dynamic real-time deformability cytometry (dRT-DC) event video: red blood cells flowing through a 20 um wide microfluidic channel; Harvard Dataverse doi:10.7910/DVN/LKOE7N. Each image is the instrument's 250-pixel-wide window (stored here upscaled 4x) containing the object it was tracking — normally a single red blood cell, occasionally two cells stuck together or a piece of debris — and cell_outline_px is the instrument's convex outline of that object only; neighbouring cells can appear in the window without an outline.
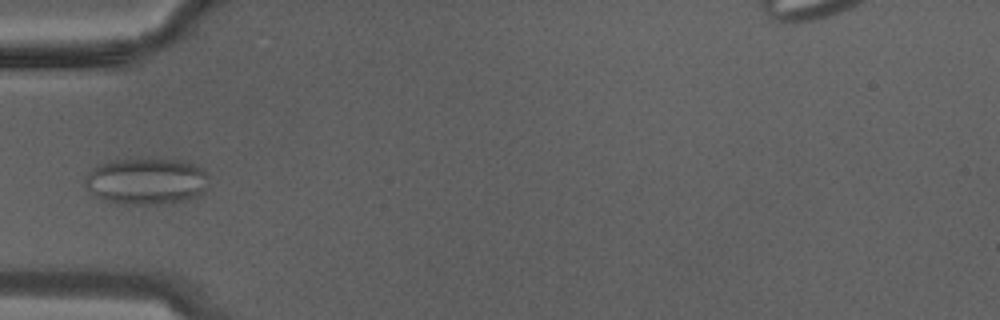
{"species": "Egyptian fruit bat (a non-hibernating species)", "species_latin": "Rousettus aegyptiacus", "temperature_condition": "warm", "stored_images_in_passage": 7, "camera_frame_rate_fps": 3000, "um_per_image_px": 0.085, "animal": {"sex": "male"}, "frame": {"image": 1, "passage_image": 4, "time_ms": 1.0, "image_size_px": [1000, 320], "cell_outline_px": [[208, 188], [200, 196], [188, 200], [160, 204], [116, 204], [96, 196], [88, 188], [84, 180], [88, 172], [92, 168], [108, 160], [148, 156], [180, 160], [204, 168], [208, 172]], "centroid_in_image_um": [12.49, 15.36], "position_along_channel_um": 72.5, "area_um2": 34.8}}